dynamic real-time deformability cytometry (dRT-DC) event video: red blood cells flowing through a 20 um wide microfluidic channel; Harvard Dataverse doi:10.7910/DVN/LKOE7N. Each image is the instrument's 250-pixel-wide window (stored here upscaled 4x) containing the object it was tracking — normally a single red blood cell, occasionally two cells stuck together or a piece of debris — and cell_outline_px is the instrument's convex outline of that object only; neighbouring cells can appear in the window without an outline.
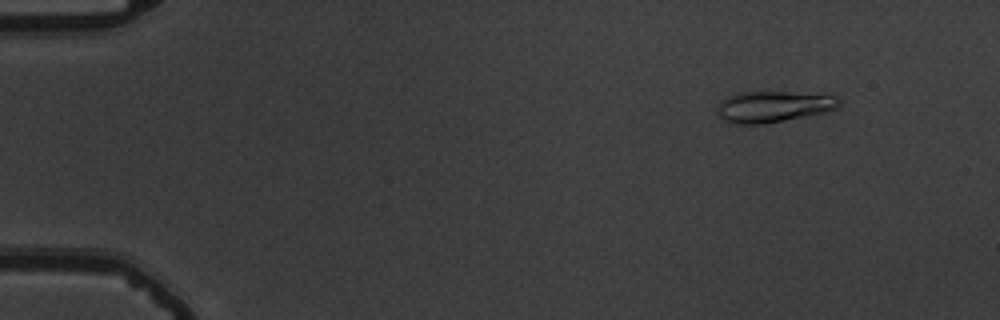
{"species": "common noctule bat (a hibernating species)", "species_latin": "Nyctalus noctula", "temperature_condition": "warm", "stored_images_in_passage": 34, "camera_frame_rate_fps": 3000, "um_per_image_px": 0.085, "animal": {"sex": "male", "body_mass_g": 19.5, "forearm_length_mm": 54.6}, "frame": {"image": 1, "passage_image": 7, "time_ms": 2.0, "image_size_px": [1000, 320], "cell_outline_px": [[840, 104], [836, 108], [828, 112], [808, 116], [764, 124], [736, 124], [724, 120], [720, 116], [716, 108], [720, 100], [736, 92], [788, 92], [836, 96], [840, 100]], "centroid_in_image_um": [65.72, 9.07], "position_along_channel_um": 19.3, "area_um2": 22.25}}
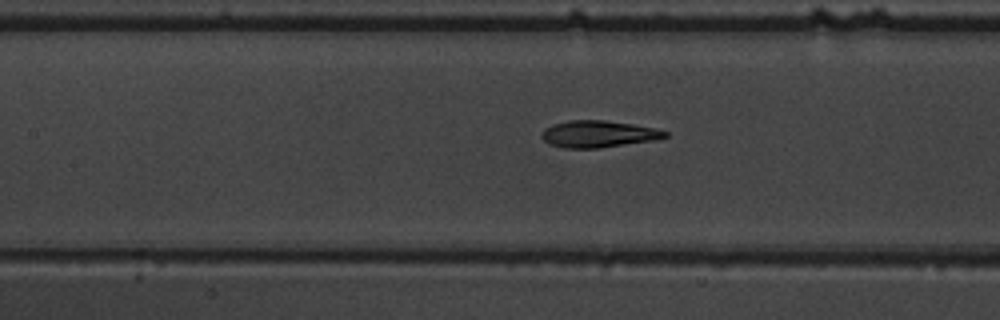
{"frame": {"image": 2, "passage_image": 27, "time_ms": 8.667, "image_size_px": [1000, 320], "cell_outline_px": [[668, 136], [656, 140], [600, 148], [564, 148], [548, 144], [540, 136], [540, 132], [544, 128], [552, 124], [568, 120], [604, 120], [632, 124], [656, 128], [668, 132]], "centroid_in_image_um": [50.83, 11.39], "position_along_channel_um": 156.6, "area_um2": 19.54}}
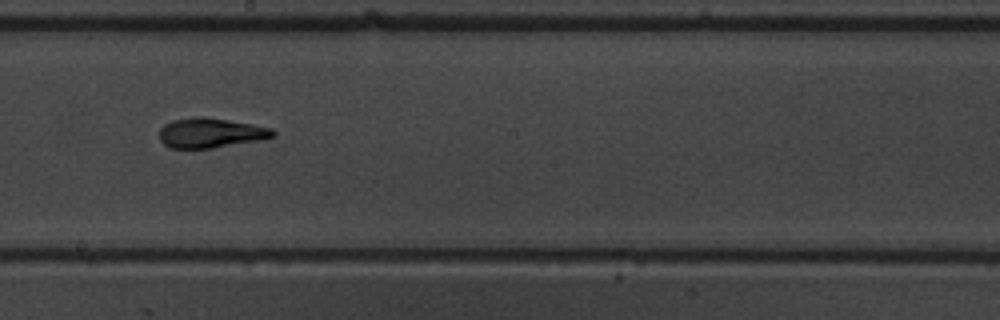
{"frame": {"image": 3, "passage_image": 33, "time_ms": 10.667, "image_size_px": [1000, 320], "cell_outline_px": [[276, 136], [260, 140], [212, 148], [172, 148], [164, 144], [160, 140], [160, 128], [164, 124], [172, 120], [192, 116], [200, 116], [252, 124], [272, 128], [276, 132]], "centroid_in_image_um": [17.9, 11.29], "position_along_channel_um": 230.3, "area_um2": 19.71}}